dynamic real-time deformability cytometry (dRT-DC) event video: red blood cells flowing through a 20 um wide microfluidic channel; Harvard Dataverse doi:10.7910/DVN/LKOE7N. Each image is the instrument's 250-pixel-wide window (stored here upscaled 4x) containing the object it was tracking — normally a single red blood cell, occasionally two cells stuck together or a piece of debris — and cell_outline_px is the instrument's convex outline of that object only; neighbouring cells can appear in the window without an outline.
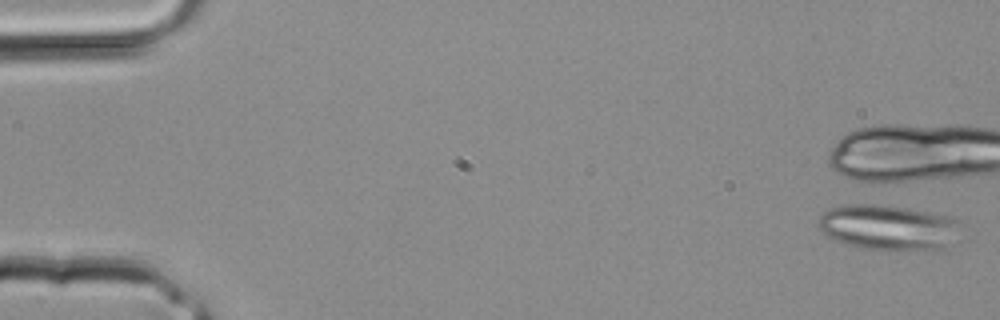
{"species": "common noctule bat (a hibernating species)", "species_latin": "Nyctalus noctula", "temperature_condition": "room temperature", "stored_images_in_passage": 5, "camera_frame_rate_fps": 3000, "um_per_image_px": 0.085, "animal": {"sex": "male", "body_mass_g": 20.4}, "frame": {"image": 1, "passage_image": 1, "time_ms": 0.0, "image_size_px": [1000, 320], "cell_outline_px": [[960, 220], [944, 248], [940, 252], [896, 252], [864, 248], [844, 244], [828, 236], [820, 228], [820, 216], [828, 208], [840, 204], [876, 204], [908, 208], [952, 216]], "centroid_in_image_um": [75.49, 19.36], "position_along_channel_um": 9.5, "area_um2": 38.09}}